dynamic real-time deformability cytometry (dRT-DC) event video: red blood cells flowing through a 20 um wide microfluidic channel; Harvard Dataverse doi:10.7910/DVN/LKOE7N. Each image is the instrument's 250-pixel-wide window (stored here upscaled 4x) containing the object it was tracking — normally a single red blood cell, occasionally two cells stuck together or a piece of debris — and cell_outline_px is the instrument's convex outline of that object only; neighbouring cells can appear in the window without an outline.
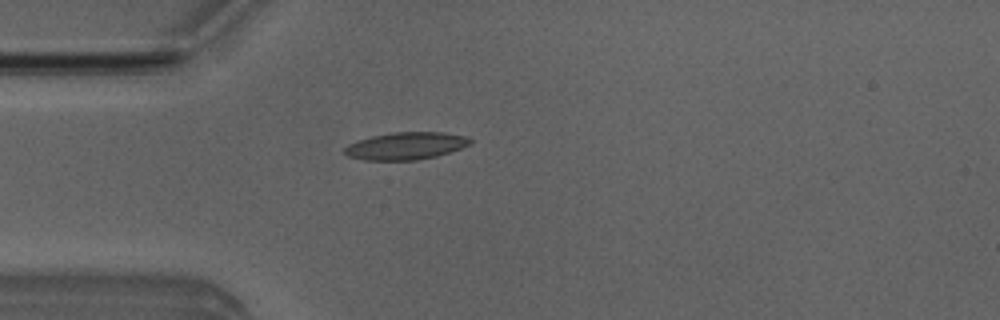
{"species": "Egyptian fruit bat (a non-hibernating species)", "species_latin": "Rousettus aegyptiacus", "temperature_condition": "room temperature", "stored_images_in_passage": 4, "camera_frame_rate_fps": 3000, "um_per_image_px": 0.085, "animal": {"sex": "male"}, "frame": {"image": 1, "passage_image": 4, "time_ms": 3.667, "image_size_px": [1000, 320], "cell_outline_px": [[472, 144], [436, 156], [416, 160], [364, 160], [348, 156], [344, 152], [344, 148], [348, 144], [356, 140], [372, 136], [392, 132], [444, 132], [464, 136], [472, 140]], "centroid_in_image_um": [34.47, 12.39], "position_along_channel_um": 50.5, "area_um2": 20.0}}